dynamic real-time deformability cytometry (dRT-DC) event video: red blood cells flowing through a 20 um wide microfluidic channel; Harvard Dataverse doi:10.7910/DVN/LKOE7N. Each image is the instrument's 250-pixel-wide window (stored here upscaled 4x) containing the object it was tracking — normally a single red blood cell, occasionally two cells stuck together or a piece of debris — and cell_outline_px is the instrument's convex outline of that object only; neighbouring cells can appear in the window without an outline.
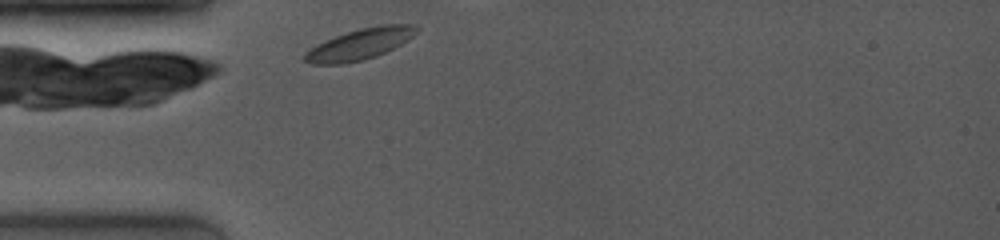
{"species": "common noctule bat (a hibernating species)", "species_latin": "Nyctalus noctula", "temperature_condition": "room temperature", "stored_images_in_passage": 1, "camera_frame_rate_fps": 4000, "um_per_image_px": 0.085, "animal": {"sex": "female", "body_mass_g": 19.0, "forearm_length_mm": 53.3}, "frame": {"image": 1, "passage_image": 1, "time_ms": 0.0, "image_size_px": [1000, 240], "cell_outline_px": [[420, 28], [412, 36], [400, 44], [376, 56], [364, 60], [344, 64], [312, 64], [304, 60], [304, 52], [316, 44], [336, 36], [360, 28], [380, 24], [412, 24]], "centroid_in_image_um": [30.57, 3.75], "position_along_channel_um": 54.4, "area_um2": 20.06}}